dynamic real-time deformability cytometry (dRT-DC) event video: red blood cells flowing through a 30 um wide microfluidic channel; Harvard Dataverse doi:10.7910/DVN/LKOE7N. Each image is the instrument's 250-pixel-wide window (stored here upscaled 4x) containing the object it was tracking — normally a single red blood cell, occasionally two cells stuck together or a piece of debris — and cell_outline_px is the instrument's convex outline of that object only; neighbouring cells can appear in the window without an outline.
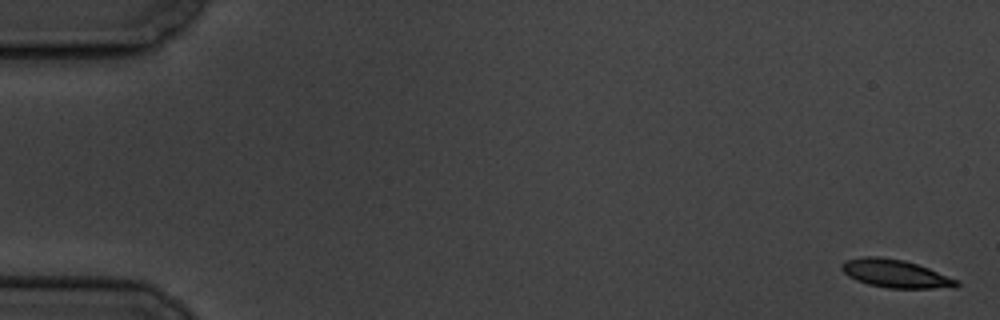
{"species": "common noctule bat (a hibernating species)", "species_latin": "Nyctalus noctula", "temperature_condition": "cold", "stored_images_in_passage": 7, "camera_frame_rate_fps": 3000, "um_per_image_px": 0.085, "animal": {"sex": "male", "body_mass_g": 19.5, "forearm_length_mm": 54.6}, "frame": {"image": 1, "passage_image": 1, "time_ms": 0.0, "image_size_px": [1000, 320], "cell_outline_px": [[960, 284], [956, 288], [888, 288], [868, 284], [856, 280], [848, 276], [840, 268], [840, 264], [844, 260], [864, 256], [880, 256], [904, 260], [928, 268], [960, 280]], "centroid_in_image_um": [76.12, 23.25], "position_along_channel_um": 8.9, "area_um2": 19.02}}
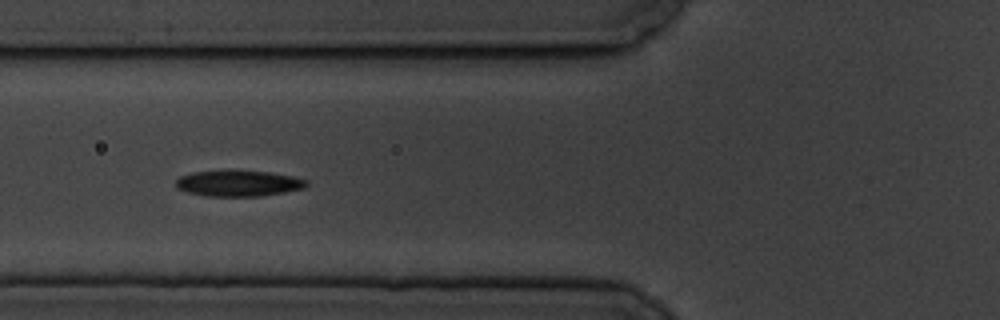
{"frame": {"image": 2, "passage_image": 6, "time_ms": 7.0, "image_size_px": [1000, 320], "cell_outline_px": [[308, 184], [304, 188], [284, 192], [260, 196], [204, 196], [188, 192], [176, 188], [176, 180], [180, 176], [192, 172], [268, 172], [292, 176], [308, 180]], "centroid_in_image_um": [20.27, 15.61], "position_along_channel_um": 105.5, "area_um2": 19.25}}
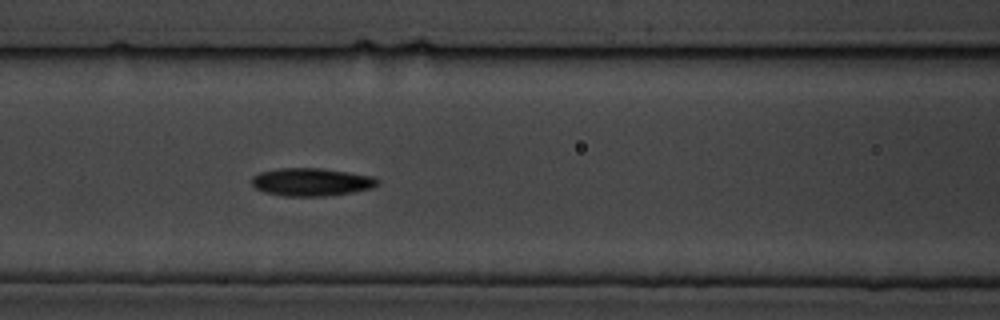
{"frame": {"image": 3, "passage_image": 7, "time_ms": 8.0, "image_size_px": [1000, 320], "cell_outline_px": [[380, 184], [372, 188], [352, 192], [324, 196], [284, 196], [264, 192], [256, 188], [252, 184], [252, 176], [260, 172], [280, 168], [320, 168], [348, 172], [372, 176], [380, 180]], "centroid_in_image_um": [26.48, 15.47], "position_along_channel_um": 140.1, "area_um2": 20.46}}